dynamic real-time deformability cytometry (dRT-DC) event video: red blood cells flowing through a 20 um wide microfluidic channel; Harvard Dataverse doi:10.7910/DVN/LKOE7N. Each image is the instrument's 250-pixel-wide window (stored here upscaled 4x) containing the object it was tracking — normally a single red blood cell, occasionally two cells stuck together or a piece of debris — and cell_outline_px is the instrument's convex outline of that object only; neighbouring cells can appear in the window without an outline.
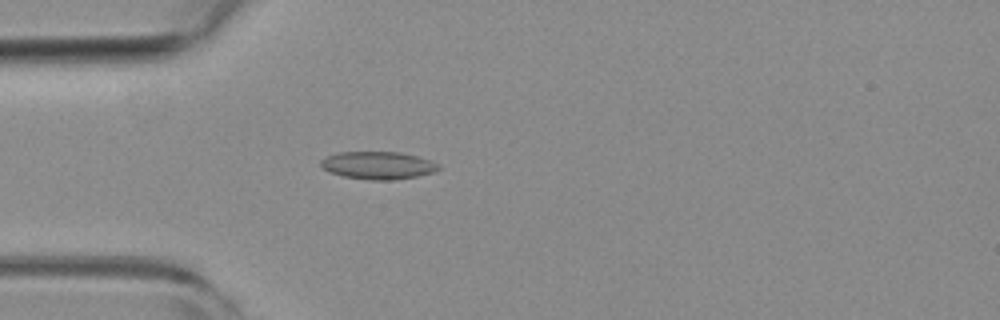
{"species": "common noctule bat (a hibernating species)", "species_latin": "Nyctalus noctula", "temperature_condition": "room temperature", "stored_images_in_passage": 40, "camera_frame_rate_fps": 3000, "um_per_image_px": 0.085, "animal": {"sex": "female", "body_mass_g": 19.3, "forearm_length_mm": 54.1}, "frame": {"image": 1, "passage_image": 1, "time_ms": 0.0, "image_size_px": [1000, 320], "cell_outline_px": [[440, 168], [432, 172], [416, 176], [392, 180], [368, 180], [344, 176], [328, 172], [320, 164], [320, 160], [328, 156], [340, 152], [400, 152], [432, 160], [440, 164]], "centroid_in_image_um": [32.14, 14.05], "position_along_channel_um": 52.9, "area_um2": 18.9}}
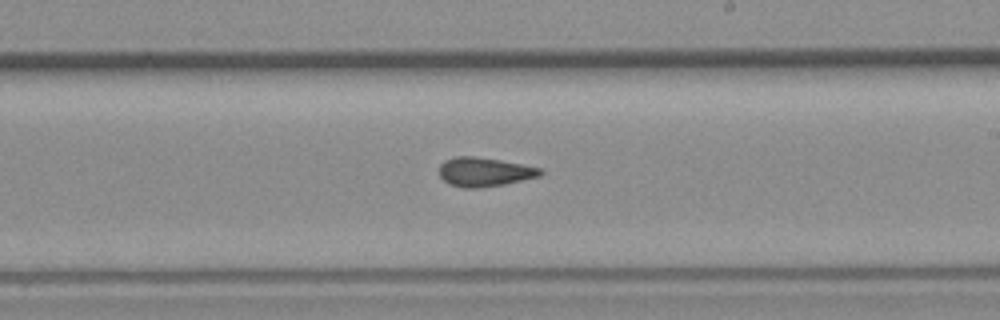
{"frame": {"image": 2, "passage_image": 17, "time_ms": 5.333, "image_size_px": [1000, 320], "cell_outline_px": [[544, 172], [540, 176], [504, 184], [480, 188], [464, 188], [448, 184], [440, 176], [440, 164], [444, 160], [456, 156], [472, 156], [500, 160], [540, 168]], "centroid_in_image_um": [41.15, 14.62], "position_along_channel_um": 247.9, "area_um2": 17.05}}
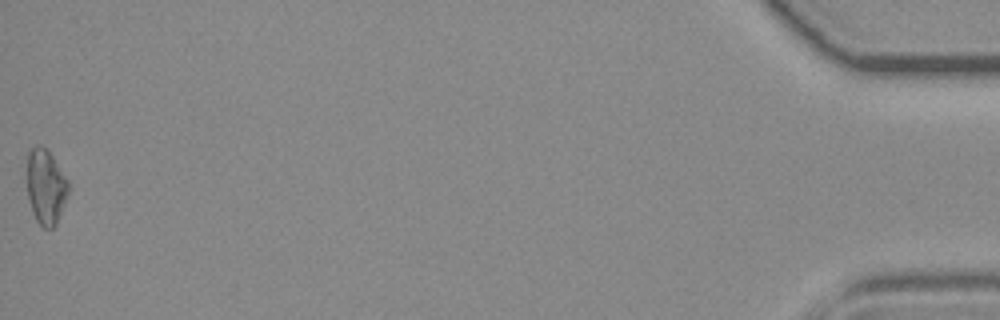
{"frame": {"image": 3, "passage_image": 40, "time_ms": 13.0, "image_size_px": [1000, 320], "cell_outline_px": [[68, 192], [56, 224], [52, 228], [44, 228], [36, 220], [32, 212], [28, 200], [24, 176], [28, 152], [36, 144], [40, 144], [52, 156], [68, 180]], "centroid_in_image_um": [3.82, 15.84], "position_along_channel_um": 431.4, "area_um2": 18.44}, "authors_computed_cell_mechanics": {"area_um2": 17.0221, "velocity_mm_per_s": 3.7893, "shape_relaxation_time_tau1_ms": null, "shape_relaxation_time_tau2_ms": 4.2962, "deformation_change_tau1": null, "deformation_change_tau2": 0.1014}}